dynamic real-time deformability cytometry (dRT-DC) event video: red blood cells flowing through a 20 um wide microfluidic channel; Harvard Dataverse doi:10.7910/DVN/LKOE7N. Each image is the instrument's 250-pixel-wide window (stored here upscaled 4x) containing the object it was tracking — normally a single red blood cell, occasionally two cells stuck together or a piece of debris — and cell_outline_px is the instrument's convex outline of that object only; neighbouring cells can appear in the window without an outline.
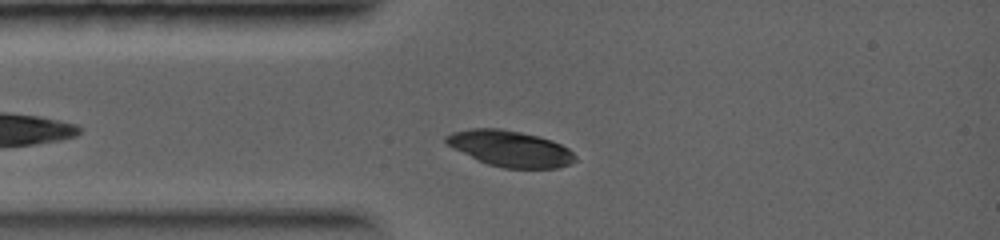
{"species": "common noctule bat (a hibernating species)", "species_latin": "Nyctalus noctula", "temperature_condition": "warm", "stored_images_in_passage": 24, "camera_frame_rate_fps": 5000, "um_per_image_px": 0.085, "animal": {"sex": "female", "body_mass_g": 19.0, "forearm_length_mm": 56.7}, "frame": {"image": 1, "passage_image": 4, "time_ms": 1.2, "image_size_px": [1000, 240], "cell_outline_px": [[576, 160], [572, 164], [556, 168], [504, 168], [488, 164], [476, 160], [452, 148], [444, 140], [444, 136], [452, 132], [468, 128], [500, 128], [520, 132], [552, 140], [568, 148], [576, 156]], "centroid_in_image_um": [43.34, 12.63], "position_along_channel_um": 41.7, "area_um2": 27.22}}
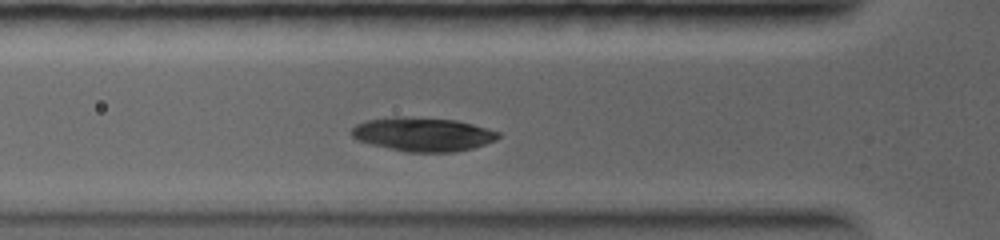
{"frame": {"image": 2, "passage_image": 7, "time_ms": 2.2, "image_size_px": [1000, 240], "cell_outline_px": [[500, 136], [496, 140], [472, 148], [456, 152], [404, 152], [356, 140], [348, 132], [356, 124], [368, 120], [392, 116], [404, 116], [456, 120], [488, 128], [500, 132]], "centroid_in_image_um": [35.92, 11.41], "position_along_channel_um": 89.9, "area_um2": 29.13}}
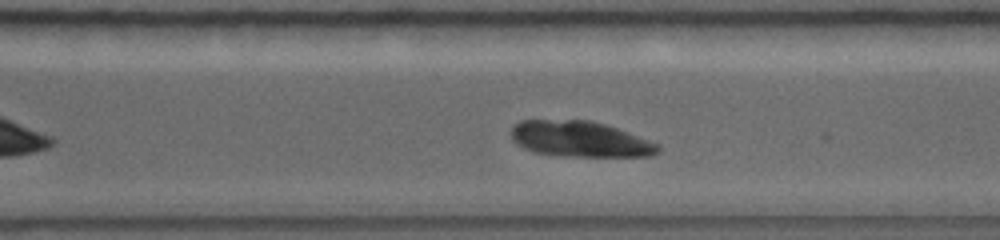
{"frame": {"image": 3, "passage_image": 18, "time_ms": 6.6, "image_size_px": [1000, 240], "cell_outline_px": [[660, 152], [648, 156], [564, 156], [536, 152], [524, 148], [516, 144], [512, 140], [512, 124], [520, 120], [592, 120], [628, 132], [660, 144]], "centroid_in_image_um": [49.29, 11.81], "position_along_channel_um": 321.3, "area_um2": 30.58}}